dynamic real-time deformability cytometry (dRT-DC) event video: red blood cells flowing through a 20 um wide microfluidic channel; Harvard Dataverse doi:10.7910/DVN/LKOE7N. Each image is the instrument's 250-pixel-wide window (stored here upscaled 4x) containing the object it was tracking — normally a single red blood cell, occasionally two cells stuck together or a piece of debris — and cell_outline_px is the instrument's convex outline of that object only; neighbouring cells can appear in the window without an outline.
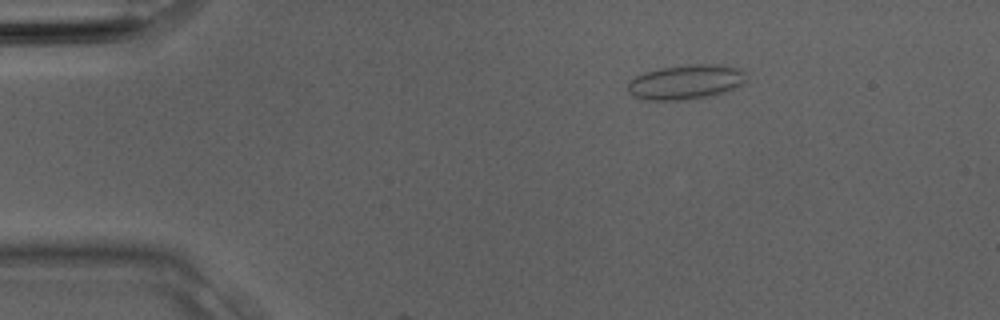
{"species": "Egyptian fruit bat (a non-hibernating species)", "species_latin": "Rousettus aegyptiacus", "temperature_condition": "room temperature", "stored_images_in_passage": 2, "camera_frame_rate_fps": 3000, "um_per_image_px": 0.085, "animal": {"sex": "male"}, "frame": {"image": 1, "passage_image": 1, "time_ms": 0.0, "image_size_px": [1000, 320], "cell_outline_px": [[744, 84], [724, 92], [708, 96], [680, 100], [644, 100], [632, 96], [628, 92], [628, 84], [636, 76], [644, 72], [660, 68], [688, 64], [716, 64], [736, 68], [744, 72]], "centroid_in_image_um": [58.25, 6.97], "position_along_channel_um": 26.7, "area_um2": 23.76}}